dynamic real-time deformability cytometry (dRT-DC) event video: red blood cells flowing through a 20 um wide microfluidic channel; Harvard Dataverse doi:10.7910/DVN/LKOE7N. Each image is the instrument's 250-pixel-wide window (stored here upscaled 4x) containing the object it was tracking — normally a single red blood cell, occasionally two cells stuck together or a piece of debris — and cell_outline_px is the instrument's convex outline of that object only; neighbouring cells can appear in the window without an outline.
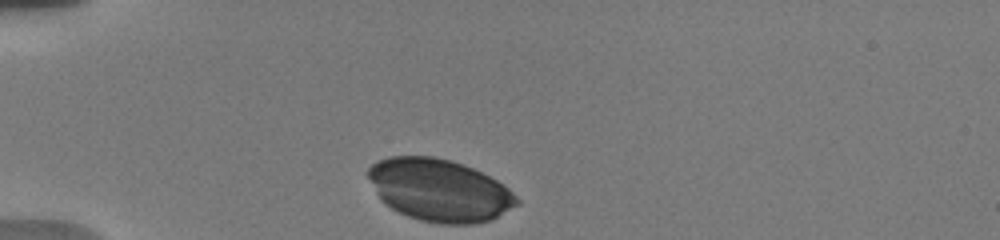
{"species": "human", "species_latin": "Homo sapiens", "temperature_condition": "warm", "stored_images_in_passage": 20, "camera_frame_rate_fps": 3000, "um_per_image_px": 0.085, "donor": {"sex": "male"}, "frame": {"image": 1, "passage_image": 1, "time_ms": 0.0, "image_size_px": [1000, 240], "cell_outline_px": [[520, 204], [492, 220], [476, 224], [440, 224], [420, 220], [408, 216], [384, 204], [380, 200], [368, 176], [368, 168], [372, 164], [380, 160], [392, 156], [432, 156], [448, 160], [472, 168], [496, 180], [508, 188], [520, 200]], "centroid_in_image_um": [37.36, 16.18], "position_along_channel_um": 47.6, "area_um2": 53.75}}
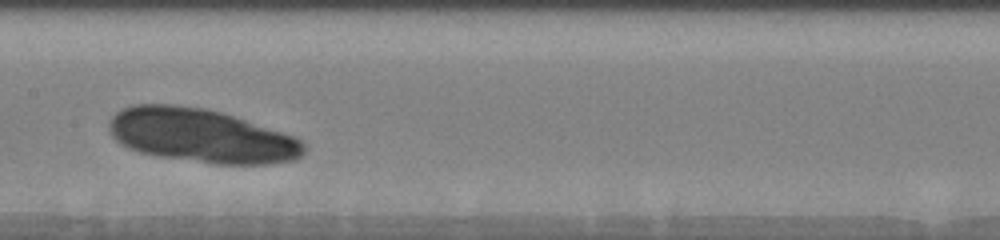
{"frame": {"image": 2, "passage_image": 11, "time_ms": 4.667, "image_size_px": [1000, 240], "cell_outline_px": [[304, 156], [296, 160], [272, 164], [212, 164], [160, 156], [140, 152], [128, 148], [120, 144], [108, 132], [108, 120], [120, 108], [132, 104], [172, 104], [208, 108], [292, 136], [300, 140], [304, 144]], "centroid_in_image_um": [17.04, 11.53], "position_along_channel_um": 190.4, "area_um2": 61.27}}
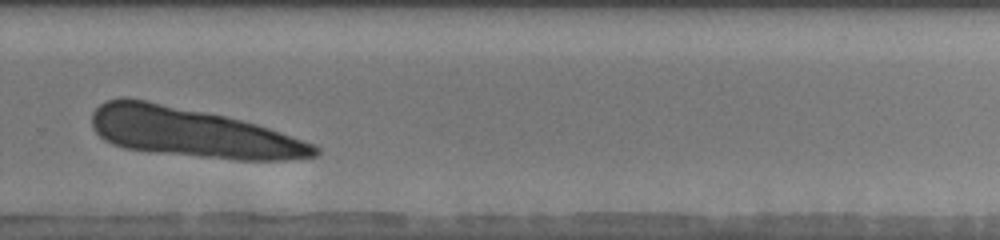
{"frame": {"image": 3, "passage_image": 18, "time_ms": 8.0, "image_size_px": [1000, 240], "cell_outline_px": [[320, 152], [316, 156], [284, 160], [236, 160], [156, 152], [124, 148], [112, 144], [104, 140], [92, 128], [92, 112], [100, 104], [108, 100], [124, 96], [224, 116], [256, 124], [268, 128], [312, 144], [320, 148]], "centroid_in_image_um": [16.3, 11.28], "position_along_channel_um": 313.5, "area_um2": 63.41}}